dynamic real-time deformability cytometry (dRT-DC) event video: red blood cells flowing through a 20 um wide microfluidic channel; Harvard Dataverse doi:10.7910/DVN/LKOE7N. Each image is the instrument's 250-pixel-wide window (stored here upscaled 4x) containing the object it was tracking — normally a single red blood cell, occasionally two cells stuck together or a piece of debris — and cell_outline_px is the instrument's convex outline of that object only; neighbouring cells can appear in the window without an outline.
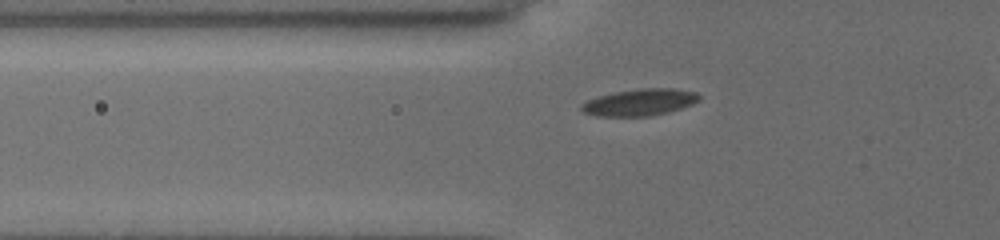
{"species": "common noctule bat (a hibernating species)", "species_latin": "Nyctalus noctula", "temperature_condition": "cold", "stored_images_in_passage": 39, "camera_frame_rate_fps": 3000, "um_per_image_px": 0.085, "animal": {"sex": "female", "body_mass_g": 19.5, "forearm_length_mm": 54.1}, "frame": {"image": 1, "passage_image": 7, "time_ms": 2.0, "image_size_px": [1000, 240], "cell_outline_px": [[700, 100], [692, 104], [668, 112], [648, 116], [596, 116], [584, 112], [580, 108], [580, 104], [588, 100], [600, 96], [616, 92], [640, 88], [672, 88], [696, 92], [700, 96]], "centroid_in_image_um": [54.38, 8.69], "position_along_channel_um": 71.4, "area_um2": 18.21}}
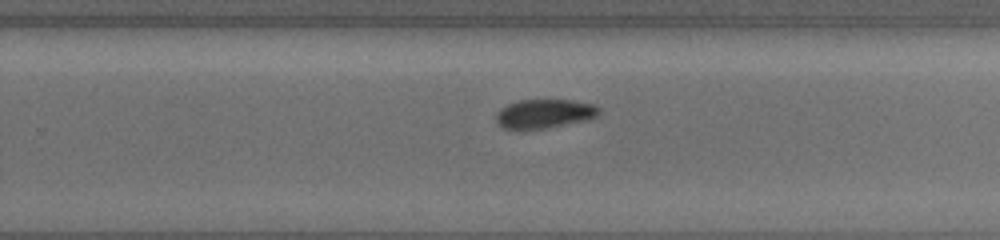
{"frame": {"image": 2, "passage_image": 24, "time_ms": 7.667, "image_size_px": [1000, 240], "cell_outline_px": [[600, 112], [596, 116], [584, 120], [544, 128], [504, 128], [496, 120], [496, 112], [500, 108], [508, 104], [520, 100], [572, 100], [596, 104], [600, 108]], "centroid_in_image_um": [46.29, 9.63], "position_along_channel_um": 283.5, "area_um2": 17.05}}
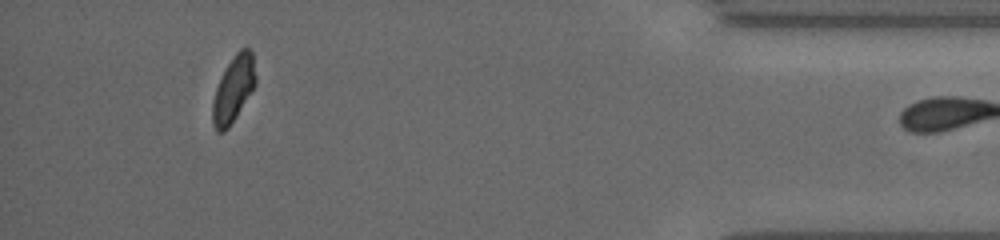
{"frame": {"image": 3, "passage_image": 38, "time_ms": 12.333, "image_size_px": [1000, 240], "cell_outline_px": [[256, 84], [236, 116], [228, 128], [224, 132], [216, 132], [212, 124], [212, 104], [216, 88], [232, 56], [240, 48], [248, 48], [252, 52], [256, 76]], "centroid_in_image_um": [19.84, 7.58], "position_along_channel_um": 415.4, "area_um2": 16.42}}